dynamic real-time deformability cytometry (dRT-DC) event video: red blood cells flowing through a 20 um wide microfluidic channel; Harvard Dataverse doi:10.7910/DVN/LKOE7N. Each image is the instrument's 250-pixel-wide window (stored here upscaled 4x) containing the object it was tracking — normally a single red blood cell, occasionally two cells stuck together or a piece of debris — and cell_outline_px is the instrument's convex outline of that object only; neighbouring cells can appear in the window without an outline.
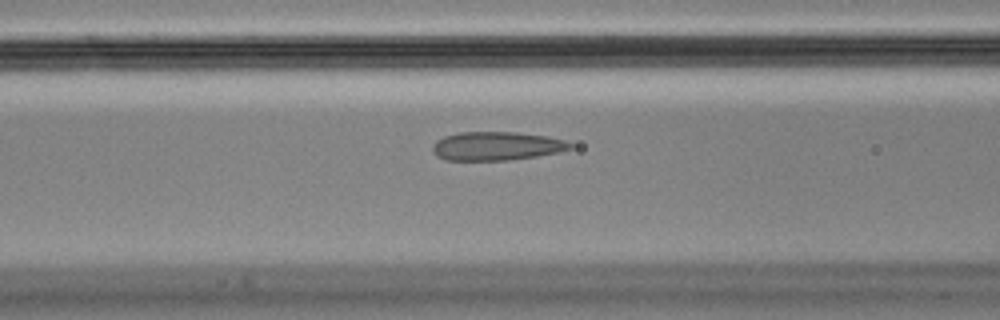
{"species": "Egyptian fruit bat (a non-hibernating species)", "species_latin": "Rousettus aegyptiacus", "temperature_condition": "cold", "stored_images_in_passage": 34, "camera_frame_rate_fps": 3000, "um_per_image_px": 0.085, "animal": {"sex": "male"}, "frame": {"image": 1, "passage_image": 5, "time_ms": 1.333, "image_size_px": [1000, 320], "cell_outline_px": [[572, 148], [560, 152], [536, 156], [508, 160], [444, 160], [436, 156], [432, 152], [432, 144], [436, 140], [444, 136], [460, 132], [516, 132], [548, 136], [564, 140], [572, 144]], "centroid_in_image_um": [42.17, 12.41], "position_along_channel_um": 124.4, "area_um2": 23.12}}
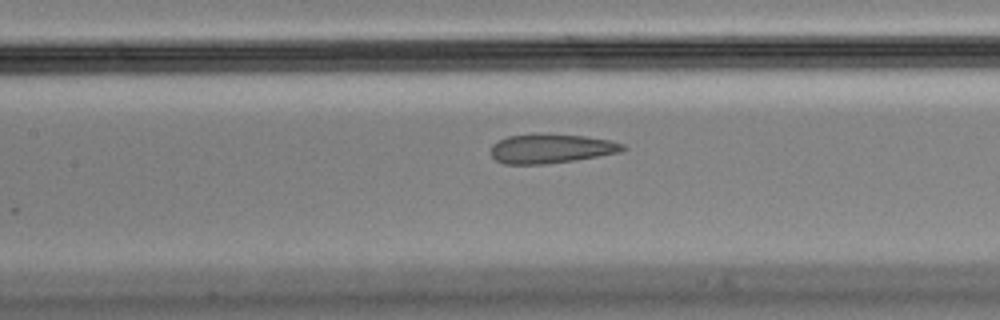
{"frame": {"image": 2, "passage_image": 8, "time_ms": 2.333, "image_size_px": [1000, 320], "cell_outline_px": [[628, 148], [620, 152], [576, 160], [544, 164], [504, 164], [496, 160], [492, 156], [492, 144], [508, 136], [536, 132], [584, 136], [608, 140], [624, 144]], "centroid_in_image_um": [46.84, 12.61], "position_along_channel_um": 160.6, "area_um2": 22.72}}
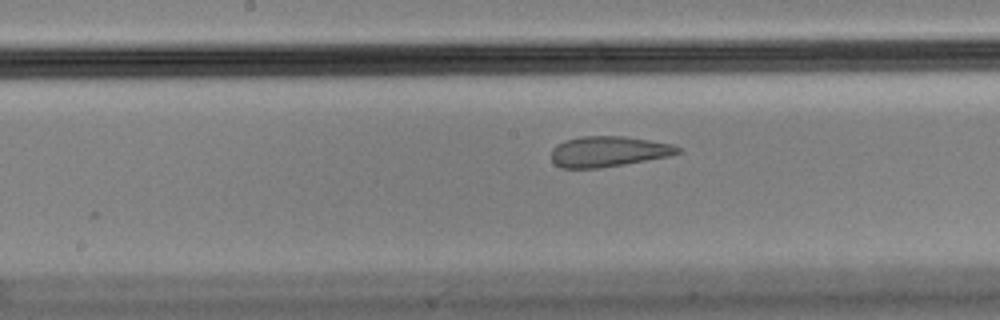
{"frame": {"image": 3, "passage_image": 11, "time_ms": 3.333, "image_size_px": [1000, 320], "cell_outline_px": [[680, 152], [668, 156], [624, 164], [600, 168], [560, 168], [552, 160], [552, 148], [556, 144], [564, 140], [584, 136], [624, 136], [672, 144], [680, 148]], "centroid_in_image_um": [51.67, 12.87], "position_along_channel_um": 196.5, "area_um2": 22.37}}